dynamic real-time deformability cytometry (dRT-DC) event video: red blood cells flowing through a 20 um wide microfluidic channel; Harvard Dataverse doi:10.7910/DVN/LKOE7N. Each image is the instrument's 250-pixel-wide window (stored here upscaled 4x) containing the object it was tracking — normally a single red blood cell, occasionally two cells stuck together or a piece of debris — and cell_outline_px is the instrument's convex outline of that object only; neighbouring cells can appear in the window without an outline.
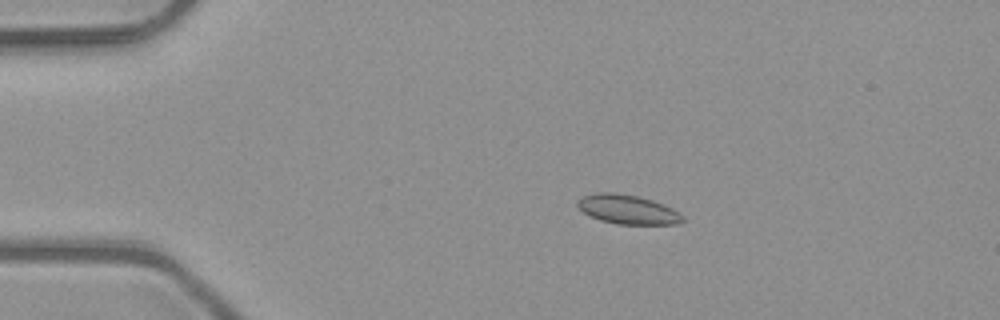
{"species": "common noctule bat (a hibernating species)", "species_latin": "Nyctalus noctula", "temperature_condition": "room temperature", "stored_images_in_passage": 5, "camera_frame_rate_fps": 3000, "um_per_image_px": 0.085, "animal": {"sex": "male", "body_mass_g": 23.1, "forearm_length_mm": 52.7}, "frame": {"image": 1, "passage_image": 3, "time_ms": 0.667, "image_size_px": [1000, 320], "cell_outline_px": [[684, 220], [676, 224], [616, 224], [600, 220], [584, 212], [576, 204], [576, 200], [584, 196], [600, 192], [616, 192], [636, 196], [652, 200], [664, 204], [680, 212], [684, 216]], "centroid_in_image_um": [53.37, 17.8], "position_along_channel_um": 31.6, "area_um2": 17.86}}
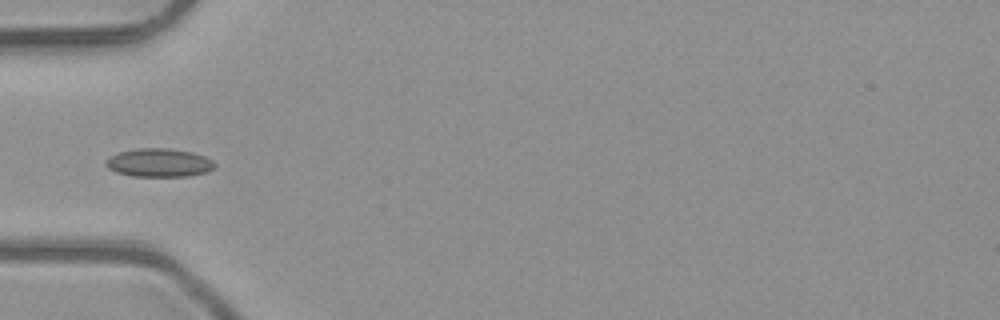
{"frame": {"image": 2, "passage_image": 5, "time_ms": 1.333, "image_size_px": [1000, 320], "cell_outline_px": [[216, 168], [208, 172], [188, 176], [132, 176], [116, 172], [108, 168], [104, 164], [104, 160], [120, 152], [136, 148], [168, 148], [192, 152], [204, 156], [212, 160], [216, 164]], "centroid_in_image_um": [13.54, 13.83], "position_along_channel_um": 71.5, "area_um2": 18.15}}